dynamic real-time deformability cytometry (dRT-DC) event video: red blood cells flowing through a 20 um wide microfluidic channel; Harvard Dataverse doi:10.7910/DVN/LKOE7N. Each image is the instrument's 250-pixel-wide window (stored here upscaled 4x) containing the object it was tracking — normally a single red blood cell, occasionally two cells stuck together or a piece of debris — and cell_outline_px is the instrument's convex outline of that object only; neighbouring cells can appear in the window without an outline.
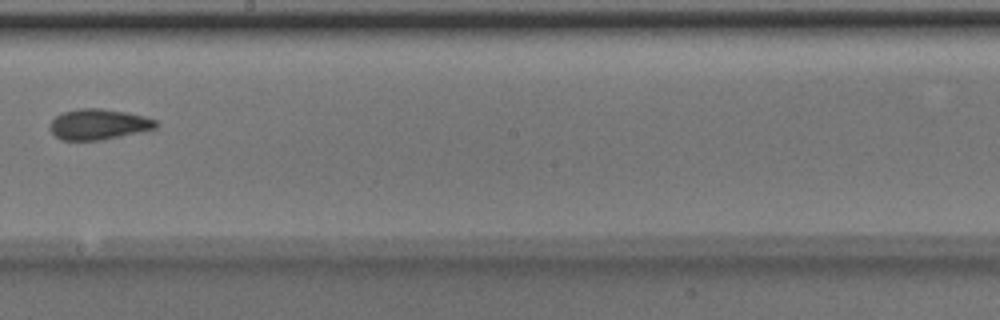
{"species": "Egyptian fruit bat (a non-hibernating species)", "species_latin": "Rousettus aegyptiacus", "temperature_condition": "room temperature", "stored_images_in_passage": 6, "camera_frame_rate_fps": 3000, "um_per_image_px": 0.085, "animal": {"sex": "male"}, "frame": {"image": 1, "passage_image": 6, "time_ms": 1.667, "image_size_px": [1000, 320], "cell_outline_px": [[160, 124], [156, 128], [140, 132], [100, 140], [60, 140], [52, 132], [48, 124], [56, 116], [64, 112], [76, 108], [100, 108], [124, 112], [144, 116], [156, 120]], "centroid_in_image_um": [8.37, 10.56], "position_along_channel_um": 239.8, "area_um2": 18.9}}